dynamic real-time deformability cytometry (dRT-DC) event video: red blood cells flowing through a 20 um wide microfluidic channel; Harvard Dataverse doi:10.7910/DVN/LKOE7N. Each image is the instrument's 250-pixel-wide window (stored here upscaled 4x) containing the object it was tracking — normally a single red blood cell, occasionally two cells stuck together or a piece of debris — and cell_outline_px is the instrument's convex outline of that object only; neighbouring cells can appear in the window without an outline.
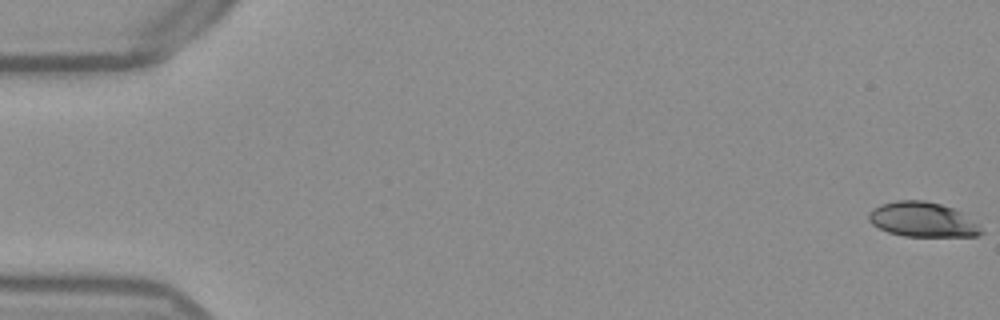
{"species": "Egyptian fruit bat (a non-hibernating species)", "species_latin": "Rousettus aegyptiacus", "temperature_condition": "warm", "stored_images_in_passage": 54, "camera_frame_rate_fps": 3000, "um_per_image_px": 0.085, "frame": {"image": 1, "passage_image": 1, "time_ms": 0.0, "image_size_px": [1000, 320], "cell_outline_px": [[984, 232], [980, 236], [904, 236], [888, 232], [872, 224], [868, 220], [868, 212], [872, 208], [880, 204], [896, 200], [924, 200], [940, 204], [952, 208], [960, 212], [980, 224]], "centroid_in_image_um": [78.42, 18.66], "position_along_channel_um": 6.6, "area_um2": 22.95}}
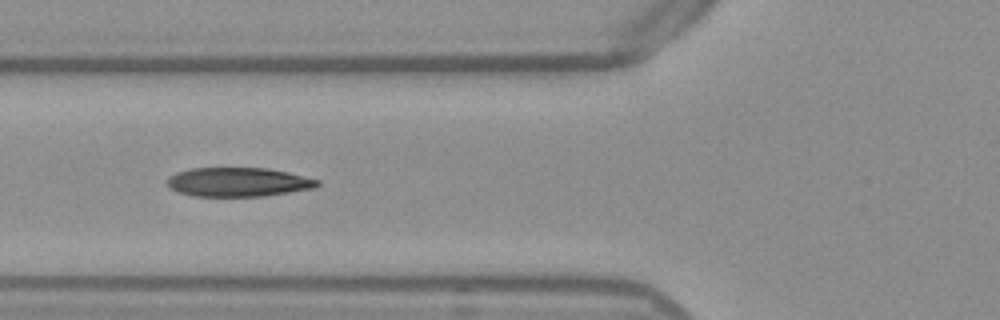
{"frame": {"image": 2, "passage_image": 21, "time_ms": 6.667, "image_size_px": [1000, 320], "cell_outline_px": [[320, 184], [316, 188], [264, 196], [192, 196], [176, 192], [168, 188], [164, 184], [164, 180], [168, 176], [176, 172], [192, 168], [268, 168], [288, 172], [320, 180]], "centroid_in_image_um": [20.19, 15.48], "position_along_channel_um": 105.6, "area_um2": 25.89}}
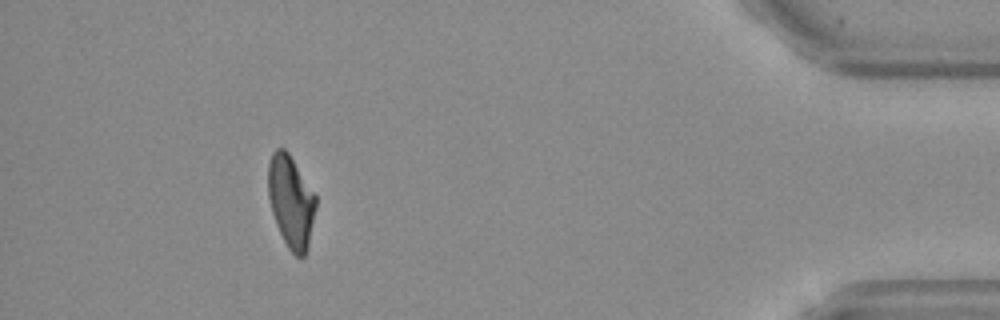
{"frame": {"image": 3, "passage_image": 49, "time_ms": 16.0, "image_size_px": [1000, 320], "cell_outline_px": [[316, 208], [308, 248], [304, 256], [300, 260], [288, 248], [276, 224], [272, 212], [268, 196], [268, 164], [272, 152], [276, 148], [284, 148], [288, 152], [316, 196]], "centroid_in_image_um": [24.73, 17.15], "position_along_channel_um": 410.5, "area_um2": 25.61}, "authors_computed_cell_mechanics": {"area_um2": 25.9522, "velocity_mm_per_s": 3.8672, "shape_relaxation_time_tau1_ms": 4.3883, "shape_relaxation_time_tau2_ms": 1.9649, "deformation_change_tau1": 0.1737, "deformation_change_tau2": 0.0996}}